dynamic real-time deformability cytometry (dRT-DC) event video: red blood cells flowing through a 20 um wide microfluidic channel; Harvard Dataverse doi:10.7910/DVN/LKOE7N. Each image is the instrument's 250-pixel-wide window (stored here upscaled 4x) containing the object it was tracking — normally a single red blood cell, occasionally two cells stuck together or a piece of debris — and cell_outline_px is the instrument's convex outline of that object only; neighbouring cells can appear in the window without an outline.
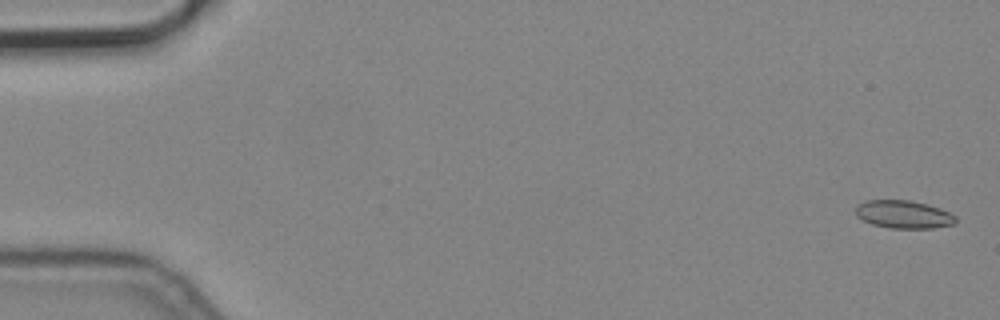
{"species": "common noctule bat (a hibernating species)", "species_latin": "Nyctalus noctula", "temperature_condition": "cold", "stored_images_in_passage": 4, "camera_frame_rate_fps": 3000, "um_per_image_px": 0.085, "animal": {"sex": "male", "body_mass_g": 19.2, "forearm_length_mm": 51.8}, "frame": {"image": 1, "passage_image": 1, "time_ms": 0.0, "image_size_px": [1000, 320], "cell_outline_px": [[956, 224], [932, 228], [888, 228], [872, 224], [856, 216], [856, 204], [864, 200], [912, 200], [928, 204], [940, 208], [956, 216]], "centroid_in_image_um": [76.8, 18.21], "position_along_channel_um": 8.2, "area_um2": 16.47}}